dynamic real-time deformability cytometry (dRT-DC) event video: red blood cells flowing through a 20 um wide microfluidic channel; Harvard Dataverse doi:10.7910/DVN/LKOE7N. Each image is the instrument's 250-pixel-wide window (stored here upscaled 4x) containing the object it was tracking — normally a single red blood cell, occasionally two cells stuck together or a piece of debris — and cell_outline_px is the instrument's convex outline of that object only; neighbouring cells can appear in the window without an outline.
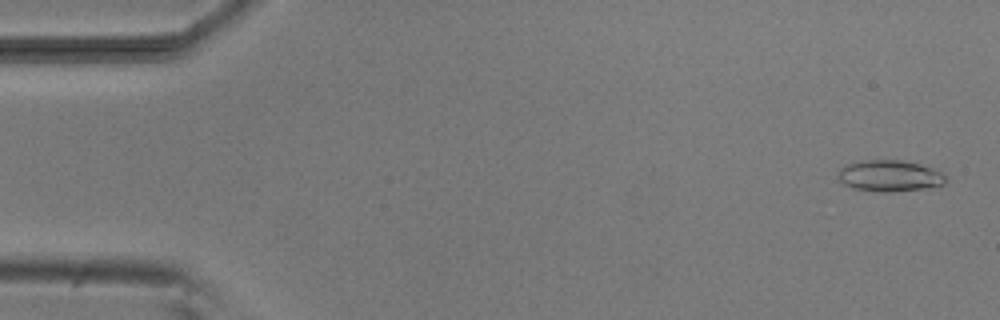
{"species": "common noctule bat (a hibernating species)", "species_latin": "Nyctalus noctula", "temperature_condition": "room temperature", "stored_images_in_passage": 8, "camera_frame_rate_fps": 3000, "um_per_image_px": 0.085, "animal": {"sex": "male", "body_mass_g": 20.5, "forearm_length_mm": 52.5}, "frame": {"image": 1, "passage_image": 2, "time_ms": 0.333, "image_size_px": [1000, 320], "cell_outline_px": [[944, 184], [924, 188], [888, 192], [880, 192], [852, 188], [844, 184], [836, 176], [840, 168], [844, 164], [868, 160], [900, 160], [920, 164], [932, 168], [940, 172], [944, 176]], "centroid_in_image_um": [75.55, 14.94], "position_along_channel_um": 9.5, "area_um2": 19.48}}